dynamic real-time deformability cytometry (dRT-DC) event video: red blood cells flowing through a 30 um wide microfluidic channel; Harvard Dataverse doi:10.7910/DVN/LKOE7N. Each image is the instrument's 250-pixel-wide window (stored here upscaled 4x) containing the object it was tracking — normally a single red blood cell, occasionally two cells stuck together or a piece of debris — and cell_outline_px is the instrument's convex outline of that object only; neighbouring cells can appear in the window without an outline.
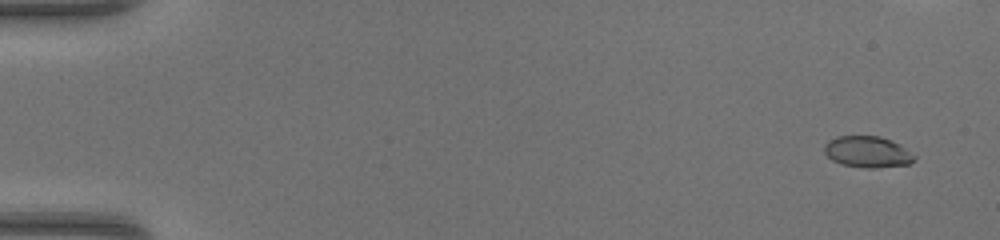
{"species": "common noctule bat (a hibernating species)", "species_latin": "Nyctalus noctula", "temperature_condition": "warm", "stored_images_in_passage": 42, "camera_frame_rate_fps": 3000, "um_per_image_px": 0.085, "animal": {"sex": "female", "body_mass_g": 17.0, "forearm_length_mm": 48.0}, "frame": {"image": 1, "passage_image": 3, "time_ms": 0.667, "image_size_px": [1000, 240], "cell_outline_px": [[916, 160], [908, 164], [876, 168], [864, 168], [840, 164], [832, 160], [824, 152], [824, 144], [828, 140], [836, 136], [880, 136], [892, 140], [900, 144], [916, 156]], "centroid_in_image_um": [73.74, 12.91], "position_along_channel_um": 11.3, "area_um2": 16.65}}
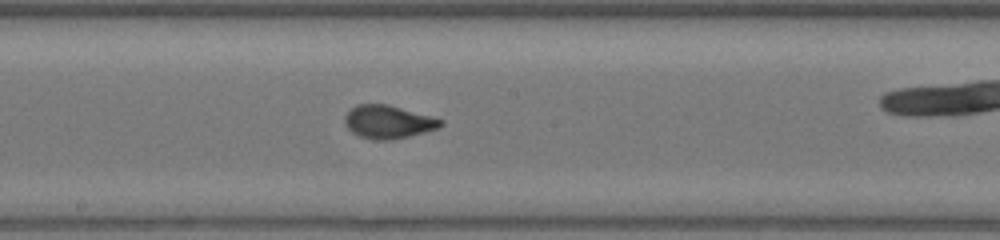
{"frame": {"image": 2, "passage_image": 28, "time_ms": 9.0, "image_size_px": [1000, 240], "cell_outline_px": [[444, 124], [436, 128], [424, 132], [408, 136], [388, 140], [376, 140], [360, 136], [352, 132], [348, 128], [344, 120], [344, 116], [356, 104], [388, 104], [444, 120]], "centroid_in_image_um": [32.98, 10.35], "position_along_channel_um": 215.2, "area_um2": 18.26}}
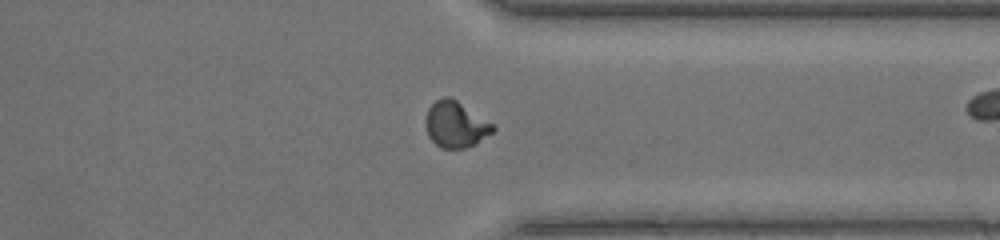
{"frame": {"image": 3, "passage_image": 39, "time_ms": 12.667, "image_size_px": [1000, 240], "cell_outline_px": [[496, 128], [492, 132], [476, 144], [464, 148], [440, 148], [428, 136], [424, 120], [428, 108], [436, 100], [444, 96], [448, 96], [456, 100], [492, 124]], "centroid_in_image_um": [38.68, 10.59], "position_along_channel_um": 372.7, "area_um2": 17.86}}